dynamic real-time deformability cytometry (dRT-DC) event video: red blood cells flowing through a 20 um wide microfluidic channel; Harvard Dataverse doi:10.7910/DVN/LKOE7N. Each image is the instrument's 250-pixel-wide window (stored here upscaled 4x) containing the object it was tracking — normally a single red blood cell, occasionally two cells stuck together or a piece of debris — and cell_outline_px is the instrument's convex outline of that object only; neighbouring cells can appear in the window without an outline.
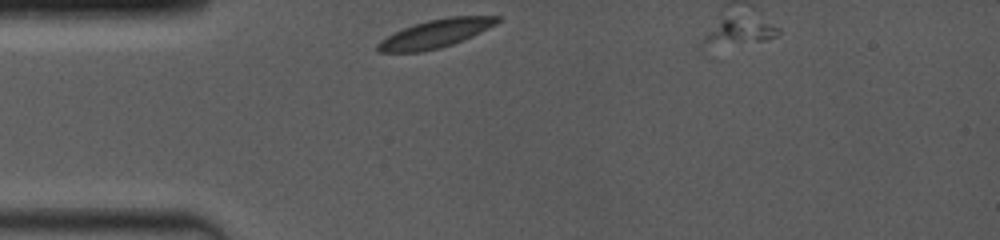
{"species": "common noctule bat (a hibernating species)", "species_latin": "Nyctalus noctula", "temperature_condition": "room temperature", "stored_images_in_passage": 36, "camera_frame_rate_fps": 4000, "um_per_image_px": 0.085, "animal": {"sex": "female", "body_mass_g": 19.0, "forearm_length_mm": 53.3}, "frame": {"image": 1, "passage_image": 1, "time_ms": 0.0, "image_size_px": [1000, 240], "cell_outline_px": [[500, 20], [496, 24], [472, 36], [452, 44], [440, 48], [420, 52], [376, 52], [376, 44], [380, 40], [412, 24], [428, 20], [448, 16], [500, 16]], "centroid_in_image_um": [37.0, 2.86], "position_along_channel_um": 48.0, "area_um2": 19.59}}
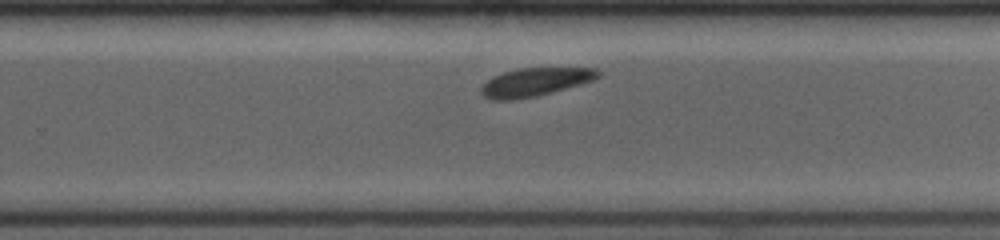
{"frame": {"image": 2, "passage_image": 20, "time_ms": 6.5, "image_size_px": [1000, 240], "cell_outline_px": [[600, 76], [592, 80], [580, 84], [552, 92], [536, 96], [512, 100], [492, 100], [484, 96], [480, 92], [480, 88], [492, 76], [504, 72], [520, 68], [596, 68], [600, 72]], "centroid_in_image_um": [45.45, 6.97], "position_along_channel_um": 284.3, "area_um2": 19.13}}
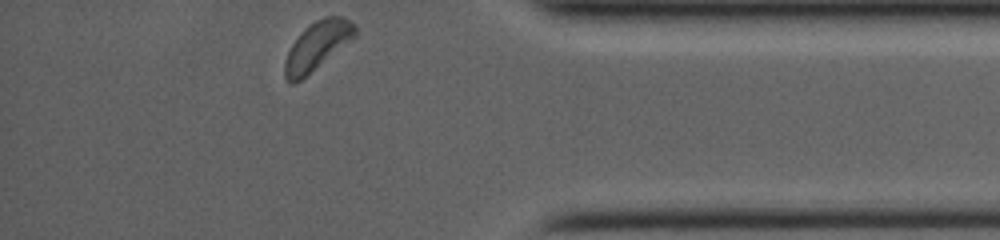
{"frame": {"image": 3, "passage_image": 35, "time_ms": 10.0, "image_size_px": [1000, 240], "cell_outline_px": [[356, 36], [352, 40], [300, 80], [292, 84], [284, 76], [284, 64], [288, 52], [292, 44], [304, 28], [308, 24], [324, 16], [344, 16], [356, 28]], "centroid_in_image_um": [26.96, 3.87], "position_along_channel_um": 408.2, "area_um2": 19.54}, "authors_computed_cell_mechanics": {"area_um2": 19.7676, "velocity_mm_per_s": 3.875, "shape_relaxation_time_tau1_ms": 1.4279, "shape_relaxation_time_tau2_ms": 3.2438, "deformation_change_tau1": 0.0691, "deformation_change_tau2": 0.0695}}